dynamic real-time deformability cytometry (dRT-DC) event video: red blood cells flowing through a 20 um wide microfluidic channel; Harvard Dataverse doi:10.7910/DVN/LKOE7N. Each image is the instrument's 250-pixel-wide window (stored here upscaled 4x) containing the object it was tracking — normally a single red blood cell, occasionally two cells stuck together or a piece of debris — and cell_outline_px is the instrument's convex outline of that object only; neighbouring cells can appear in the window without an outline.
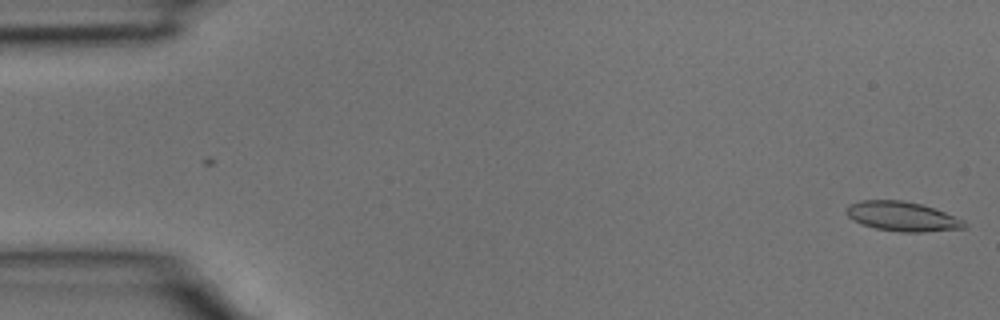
{"species": "common noctule bat (a hibernating species)", "species_latin": "Nyctalus noctula", "temperature_condition": "room temperature", "stored_images_in_passage": 5, "camera_frame_rate_fps": 3000, "um_per_image_px": 0.085, "animal": {"sex": "male", "body_mass_g": 15.6}, "frame": {"image": 1, "passage_image": 1, "time_ms": 0.0, "image_size_px": [1000, 320], "cell_outline_px": [[968, 228], [924, 232], [900, 232], [876, 228], [852, 220], [848, 216], [848, 204], [860, 200], [904, 200], [924, 204], [964, 220], [968, 224]], "centroid_in_image_um": [76.75, 18.39], "position_along_channel_um": 8.3, "area_um2": 20.4}}